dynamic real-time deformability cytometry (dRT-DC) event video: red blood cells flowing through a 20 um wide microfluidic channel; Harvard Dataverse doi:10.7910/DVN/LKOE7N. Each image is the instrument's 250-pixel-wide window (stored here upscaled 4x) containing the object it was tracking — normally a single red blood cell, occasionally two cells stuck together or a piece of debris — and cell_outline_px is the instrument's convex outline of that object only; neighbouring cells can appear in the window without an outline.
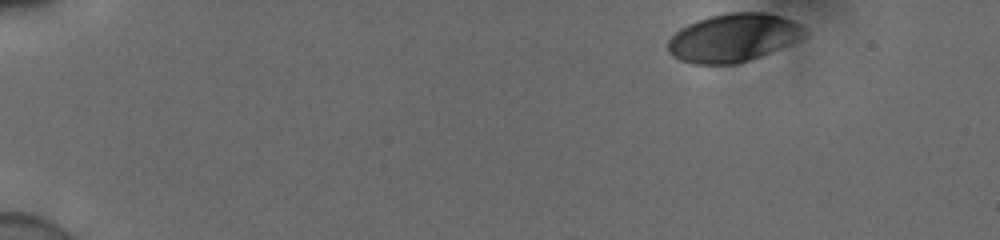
{"species": "human", "species_latin": "Homo sapiens", "temperature_condition": "cold", "stored_images_in_passage": 41, "camera_frame_rate_fps": 3000, "um_per_image_px": 0.085, "donor": {"sex": "male"}, "frame": {"image": 1, "passage_image": 1, "time_ms": 0.0, "image_size_px": [1000, 240], "cell_outline_px": [[804, 36], [760, 56], [736, 64], [692, 64], [680, 60], [672, 56], [668, 52], [668, 40], [680, 28], [696, 20], [708, 16], [728, 12], [764, 12], [780, 16], [792, 20], [800, 24]], "centroid_in_image_um": [62.24, 3.2], "position_along_channel_um": 22.8, "area_um2": 37.92}}
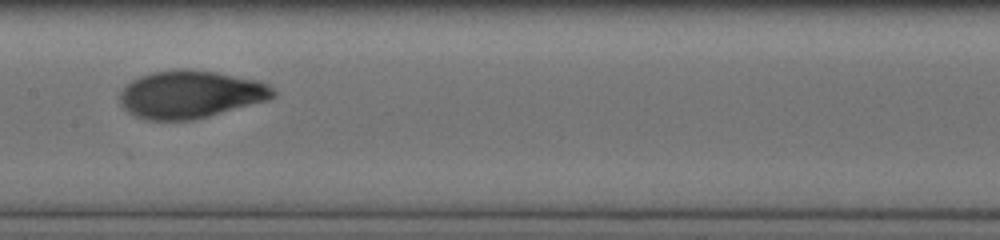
{"frame": {"image": 2, "passage_image": 24, "time_ms": 7.667, "image_size_px": [1000, 240], "cell_outline_px": [[276, 96], [268, 100], [208, 116], [192, 120], [144, 120], [128, 112], [120, 104], [120, 92], [132, 80], [140, 76], [152, 72], [176, 68], [188, 68], [216, 72], [256, 80], [268, 84], [276, 92]], "centroid_in_image_um": [16.17, 8.01], "position_along_channel_um": 191.2, "area_um2": 42.66}}
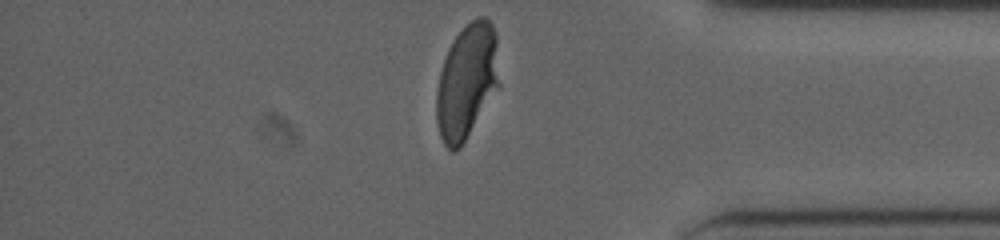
{"frame": {"image": 3, "passage_image": 41, "time_ms": 13.333, "image_size_px": [1000, 240], "cell_outline_px": [[500, 88], [460, 148], [452, 152], [444, 144], [440, 136], [436, 120], [436, 92], [440, 72], [448, 48], [452, 40], [476, 16], [484, 16], [492, 24], [496, 32], [500, 84]], "centroid_in_image_um": [39.7, 6.94], "position_along_channel_um": 395.5, "area_um2": 42.54}, "authors_computed_cell_mechanics": {"area_um2": 41.5004, "velocity_mm_per_s": 3.8642, "shape_relaxation_time_tau1_ms": 5.345, "shape_relaxation_time_tau2_ms": null, "deformation_change_tau1": 0.199, "deformation_change_tau2": null}}